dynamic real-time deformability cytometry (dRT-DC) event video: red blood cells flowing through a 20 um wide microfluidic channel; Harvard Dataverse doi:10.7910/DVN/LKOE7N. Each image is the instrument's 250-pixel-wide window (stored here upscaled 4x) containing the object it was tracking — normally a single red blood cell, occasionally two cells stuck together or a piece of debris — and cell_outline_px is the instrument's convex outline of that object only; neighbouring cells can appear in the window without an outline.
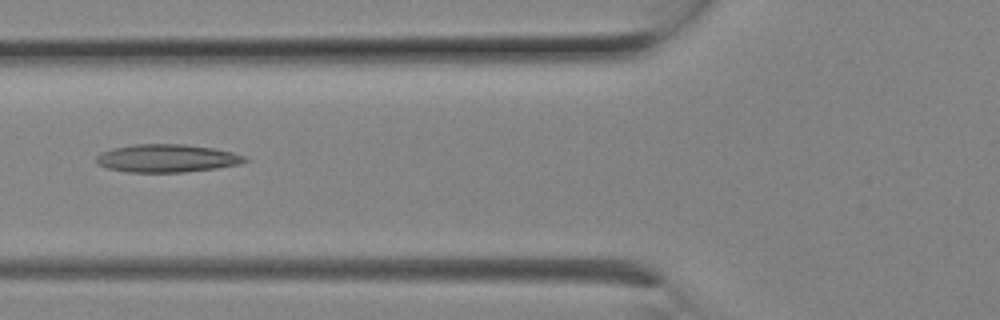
{"species": "Egyptian fruit bat (a non-hibernating species)", "species_latin": "Rousettus aegyptiacus", "temperature_condition": "room temperature", "stored_images_in_passage": 8, "camera_frame_rate_fps": 3000, "um_per_image_px": 0.085, "animal": {"sex": "female"}, "frame": {"image": 1, "passage_image": 6, "time_ms": 1.667, "image_size_px": [1000, 320], "cell_outline_px": [[248, 160], [240, 164], [216, 168], [184, 172], [128, 172], [108, 168], [96, 164], [96, 156], [100, 152], [112, 148], [136, 144], [184, 144], [212, 148], [232, 152], [244, 156]], "centroid_in_image_um": [14.15, 13.45], "position_along_channel_um": 111.7, "area_um2": 24.16}}
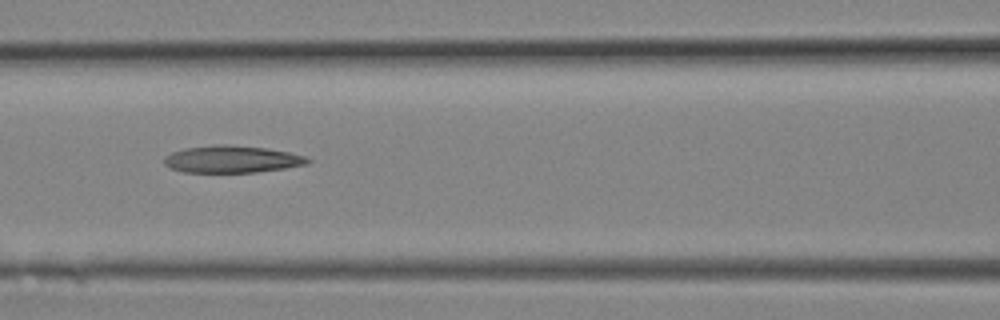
{"frame": {"image": 2, "passage_image": 7, "time_ms": 2.0, "image_size_px": [1000, 320], "cell_outline_px": [[312, 160], [308, 164], [284, 168], [256, 172], [184, 172], [168, 168], [164, 164], [164, 156], [172, 152], [184, 148], [212, 144], [228, 144], [268, 148], [308, 156]], "centroid_in_image_um": [19.71, 13.52], "position_along_channel_um": 146.9, "area_um2": 23.0}}
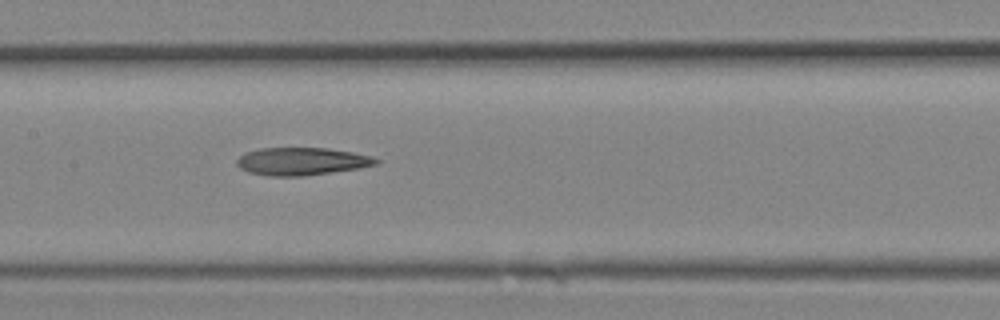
{"frame": {"image": 3, "passage_image": 8, "time_ms": 2.333, "image_size_px": [1000, 320], "cell_outline_px": [[380, 164], [360, 168], [304, 176], [268, 176], [248, 172], [240, 168], [236, 164], [236, 160], [244, 152], [260, 148], [328, 148], [352, 152], [372, 156], [380, 160]], "centroid_in_image_um": [25.65, 13.71], "position_along_channel_um": 181.7, "area_um2": 22.66}}